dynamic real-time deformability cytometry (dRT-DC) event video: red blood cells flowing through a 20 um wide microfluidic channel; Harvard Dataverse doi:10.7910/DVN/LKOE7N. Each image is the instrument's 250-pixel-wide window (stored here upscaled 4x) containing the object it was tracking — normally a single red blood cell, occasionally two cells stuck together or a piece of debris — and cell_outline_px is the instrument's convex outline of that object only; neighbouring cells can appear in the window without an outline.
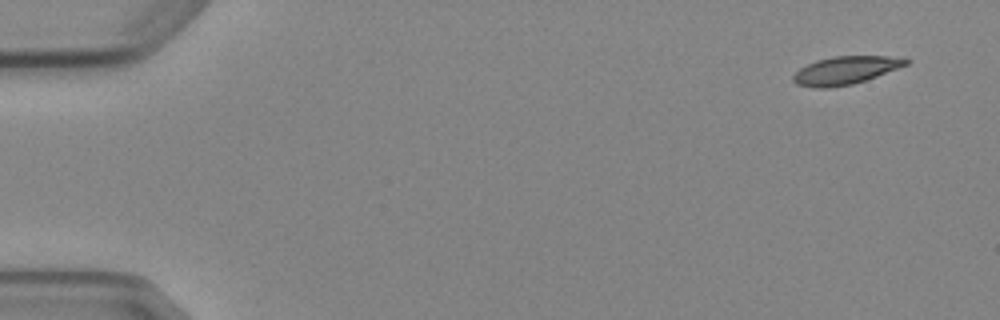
{"species": "Egyptian fruit bat (a non-hibernating species)", "species_latin": "Rousettus aegyptiacus", "temperature_condition": "cold", "stored_images_in_passage": 6, "camera_frame_rate_fps": 3000, "um_per_image_px": 0.085, "animal": {"sex": "female"}, "frame": {"image": 1, "passage_image": 1, "time_ms": 0.0, "image_size_px": [1000, 320], "cell_outline_px": [[912, 60], [908, 64], [876, 76], [852, 84], [828, 88], [812, 88], [796, 84], [792, 80], [792, 76], [800, 68], [816, 60], [832, 56], [904, 56]], "centroid_in_image_um": [71.88, 5.96], "position_along_channel_um": 13.1, "area_um2": 18.5}}
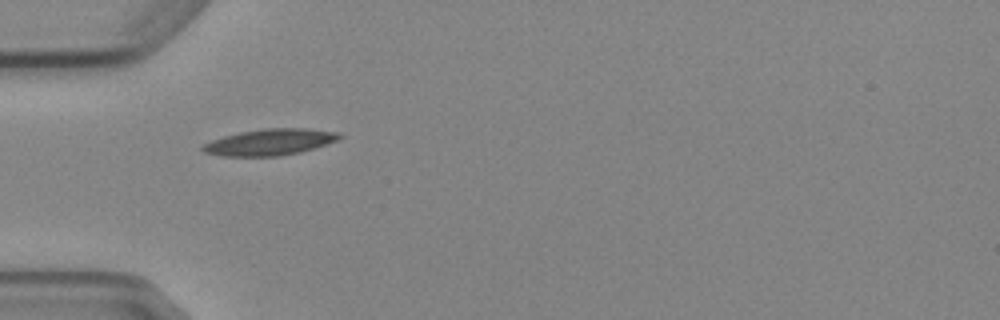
{"frame": {"image": 2, "passage_image": 5, "time_ms": 4.667, "image_size_px": [1000, 320], "cell_outline_px": [[344, 136], [336, 140], [300, 152], [280, 156], [220, 156], [204, 152], [200, 148], [204, 144], [212, 140], [224, 136], [240, 132], [264, 128], [308, 128], [340, 132]], "centroid_in_image_um": [22.93, 12.07], "position_along_channel_um": 62.1, "area_um2": 20.92}}
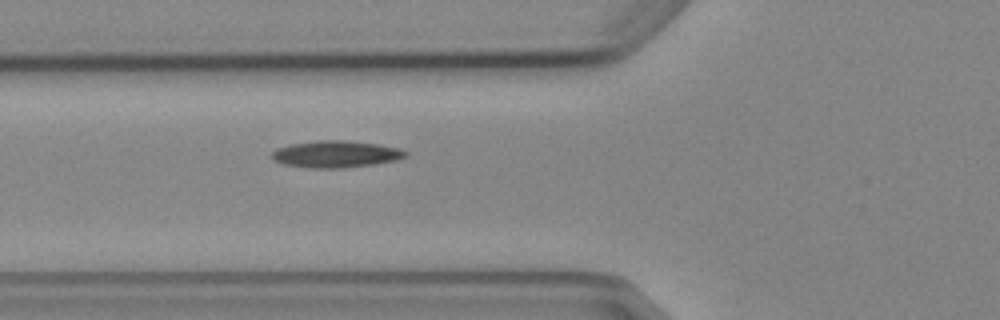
{"frame": {"image": 3, "passage_image": 6, "time_ms": 5.667, "image_size_px": [1000, 320], "cell_outline_px": [[408, 156], [396, 160], [372, 164], [340, 168], [308, 168], [284, 164], [272, 160], [272, 152], [276, 148], [292, 144], [320, 140], [348, 140], [380, 144], [400, 148], [408, 152]], "centroid_in_image_um": [28.56, 13.09], "position_along_channel_um": 97.2, "area_um2": 20.98}}